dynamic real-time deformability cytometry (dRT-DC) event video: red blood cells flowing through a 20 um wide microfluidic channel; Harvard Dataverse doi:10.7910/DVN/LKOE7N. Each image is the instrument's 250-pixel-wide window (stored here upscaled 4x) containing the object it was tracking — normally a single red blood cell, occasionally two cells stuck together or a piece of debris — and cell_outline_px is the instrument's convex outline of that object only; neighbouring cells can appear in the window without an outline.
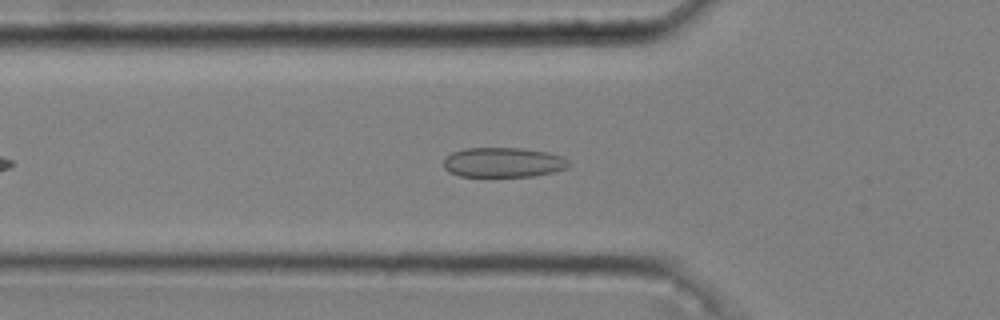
{"species": "common noctule bat (a hibernating species)", "species_latin": "Nyctalus noctula", "temperature_condition": "cold", "stored_images_in_passage": 43, "camera_frame_rate_fps": 3000, "um_per_image_px": 0.085, "animal": {"sex": "male", "body_mass_g": 20.4}, "frame": {"image": 1, "passage_image": 9, "time_ms": 2.667, "image_size_px": [1000, 320], "cell_outline_px": [[572, 164], [568, 168], [536, 176], [460, 176], [448, 172], [444, 168], [444, 160], [452, 152], [464, 148], [520, 148], [548, 152], [560, 156], [568, 160]], "centroid_in_image_um": [42.79, 13.8], "position_along_channel_um": 83.0, "area_um2": 21.79}}
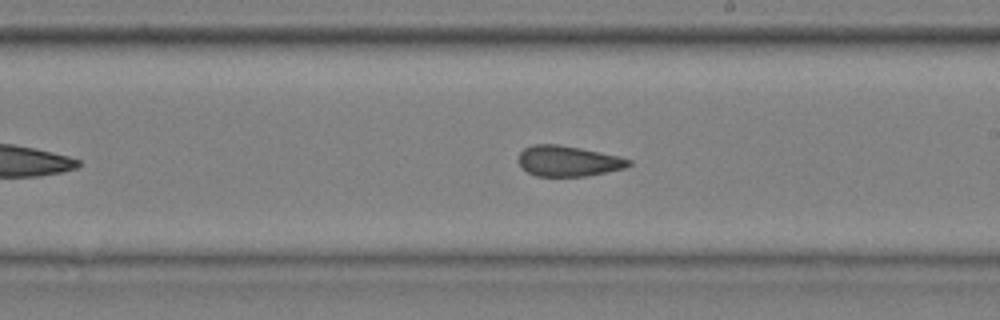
{"frame": {"image": 2, "passage_image": 22, "time_ms": 7.0, "image_size_px": [1000, 320], "cell_outline_px": [[632, 164], [624, 168], [584, 176], [536, 176], [528, 172], [516, 160], [520, 152], [524, 148], [532, 144], [560, 144], [620, 156], [632, 160]], "centroid_in_image_um": [48.27, 13.67], "position_along_channel_um": 240.7, "area_um2": 19.65}}
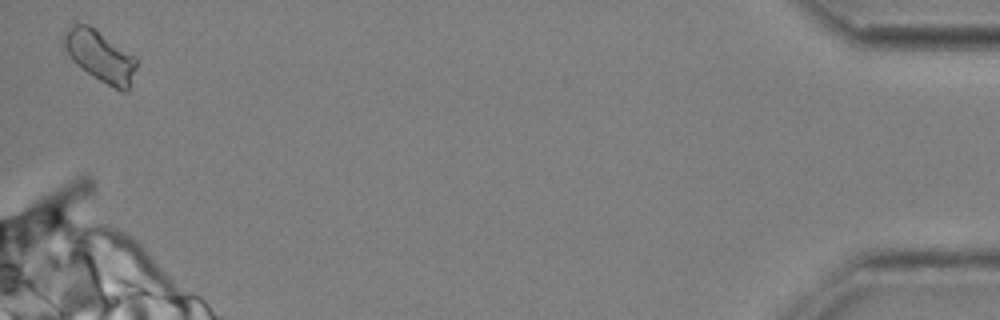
{"frame": {"image": 3, "passage_image": 43, "time_ms": 14.0, "image_size_px": [1000, 320], "cell_outline_px": [[136, 68], [128, 92], [120, 92], [100, 80], [76, 64], [72, 60], [60, 40], [64, 32], [68, 28], [76, 24], [88, 24], [136, 56]], "centroid_in_image_um": [8.51, 4.77], "position_along_channel_um": 426.7, "area_um2": 21.62}, "authors_computed_cell_mechanics": {"area_um2": 20.0566, "velocity_mm_per_s": 3.6313, "shape_relaxation_time_tau1_ms": null, "shape_relaxation_time_tau2_ms": 2.7981, "deformation_change_tau1": null, "deformation_change_tau2": 0.1108}}